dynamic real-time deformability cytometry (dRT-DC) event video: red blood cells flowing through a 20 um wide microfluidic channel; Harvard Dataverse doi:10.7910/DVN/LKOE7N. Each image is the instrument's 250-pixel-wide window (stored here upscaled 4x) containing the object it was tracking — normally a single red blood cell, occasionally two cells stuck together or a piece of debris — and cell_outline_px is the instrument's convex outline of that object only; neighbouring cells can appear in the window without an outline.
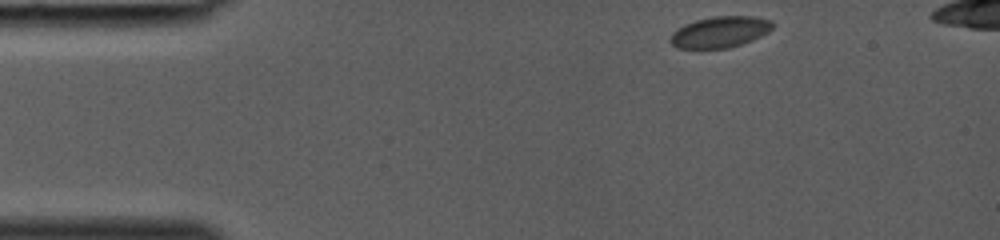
{"species": "common noctule bat (a hibernating species)", "species_latin": "Nyctalus noctula", "temperature_condition": "room temperature", "stored_images_in_passage": 33, "camera_frame_rate_fps": 3000, "um_per_image_px": 0.085, "animal": {"sex": "female", "body_mass_g": 19.0, "forearm_length_mm": 53.3}, "frame": {"image": 1, "passage_image": 1, "time_ms": 0.0, "image_size_px": [1000, 240], "cell_outline_px": [[776, 24], [768, 32], [752, 40], [728, 48], [700, 52], [676, 48], [668, 40], [672, 32], [684, 24], [696, 20], [712, 16], [756, 16], [772, 20]], "centroid_in_image_um": [61.14, 2.76], "position_along_channel_um": 23.9, "area_um2": 19.48}}
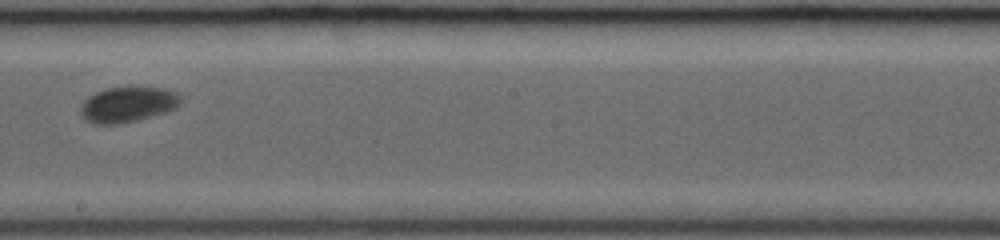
{"frame": {"image": 2, "passage_image": 18, "time_ms": 5.667, "image_size_px": [1000, 240], "cell_outline_px": [[180, 104], [176, 108], [164, 112], [136, 120], [120, 124], [92, 124], [84, 120], [80, 116], [80, 104], [88, 96], [96, 92], [108, 88], [128, 84], [164, 88], [176, 92], [180, 96]], "centroid_in_image_um": [10.82, 8.84], "position_along_channel_um": 237.4, "area_um2": 21.39}}
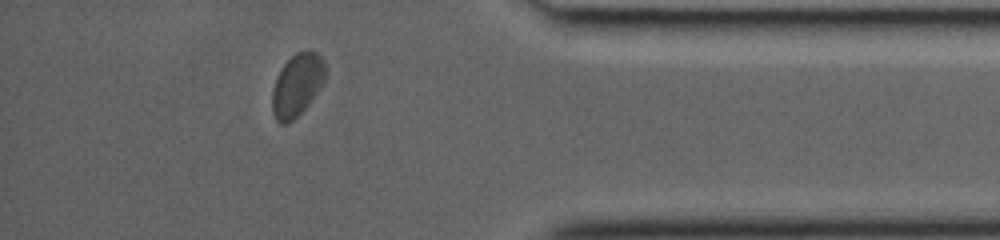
{"frame": {"image": 3, "passage_image": 29, "time_ms": 9.333, "image_size_px": [1000, 240], "cell_outline_px": [[324, 80], [320, 88], [308, 104], [288, 124], [280, 124], [276, 120], [272, 112], [272, 88], [284, 64], [296, 52], [316, 52], [324, 60]], "centroid_in_image_um": [25.23, 7.25], "position_along_channel_um": 410.0, "area_um2": 18.9}}